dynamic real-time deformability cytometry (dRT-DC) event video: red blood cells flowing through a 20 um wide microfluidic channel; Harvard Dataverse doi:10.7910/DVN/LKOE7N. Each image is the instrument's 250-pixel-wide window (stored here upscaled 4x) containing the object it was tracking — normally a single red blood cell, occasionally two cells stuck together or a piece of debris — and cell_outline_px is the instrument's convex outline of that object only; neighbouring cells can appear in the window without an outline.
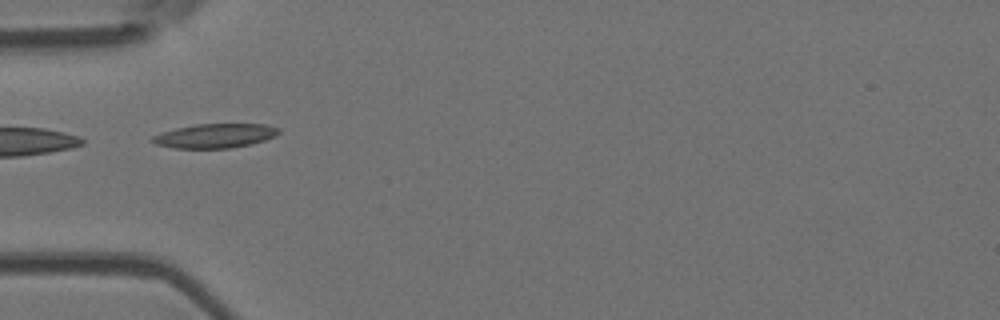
{"species": "Egyptian fruit bat (a non-hibernating species)", "species_latin": "Rousettus aegyptiacus", "temperature_condition": "room temperature", "stored_images_in_passage": 6, "segment_of_instrument_passage": [2, 2], "camera_frame_rate_fps": 3000, "um_per_image_px": 0.085, "animal": {"sex": "female"}, "frame": {"image": 1, "passage_image": 5, "time_ms": 4.333, "image_size_px": [1000, 320], "cell_outline_px": [[280, 132], [276, 136], [252, 144], [232, 148], [172, 148], [156, 144], [148, 140], [152, 136], [176, 128], [196, 124], [268, 124], [280, 128]], "centroid_in_image_um": [18.3, 11.54], "position_along_channel_um": 66.7, "area_um2": 17.98}}
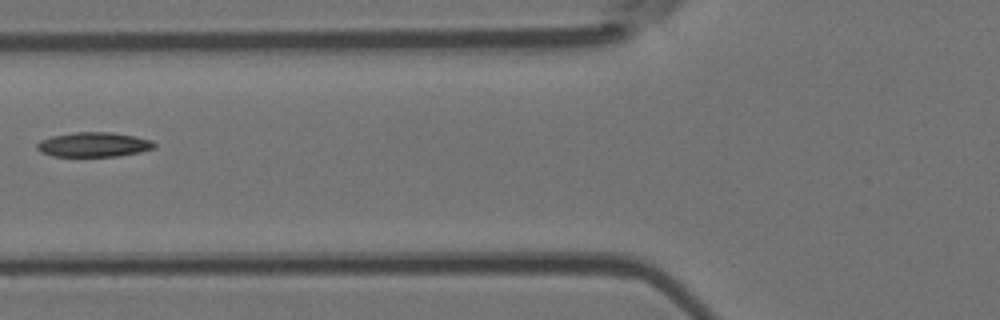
{"frame": {"image": 2, "passage_image": 6, "time_ms": 5.667, "image_size_px": [1000, 320], "cell_outline_px": [[156, 148], [140, 152], [120, 156], [52, 156], [40, 152], [36, 148], [36, 144], [40, 140], [52, 136], [76, 132], [112, 132], [136, 136], [152, 140], [156, 144]], "centroid_in_image_um": [7.99, 12.29], "position_along_channel_um": 117.8, "area_um2": 16.99}}